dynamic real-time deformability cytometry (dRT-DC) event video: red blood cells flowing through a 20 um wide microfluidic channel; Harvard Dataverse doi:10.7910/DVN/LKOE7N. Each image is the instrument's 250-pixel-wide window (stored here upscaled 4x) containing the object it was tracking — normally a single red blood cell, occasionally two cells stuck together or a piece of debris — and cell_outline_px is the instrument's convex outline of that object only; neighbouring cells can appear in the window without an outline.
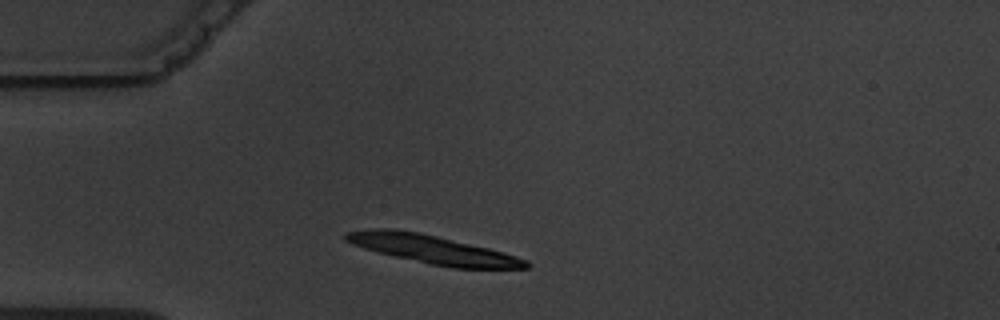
{"species": "common noctule bat (a hibernating species)", "species_latin": "Nyctalus noctula", "temperature_condition": "warm", "stored_images_in_passage": 3, "camera_frame_rate_fps": 3000, "um_per_image_px": 0.085, "animal": {"sex": "male", "body_mass_g": 19.5, "forearm_length_mm": 54.6}, "frame": {"image": 1, "passage_image": 1, "time_ms": 0.0, "image_size_px": [1000, 320], "cell_outline_px": [[532, 264], [528, 268], [452, 268], [432, 264], [396, 256], [364, 248], [352, 244], [344, 240], [344, 232], [376, 228], [392, 228], [420, 232], [488, 248], [504, 252], [528, 260]], "centroid_in_image_um": [36.8, 21.19], "position_along_channel_um": 48.2, "area_um2": 29.65}}